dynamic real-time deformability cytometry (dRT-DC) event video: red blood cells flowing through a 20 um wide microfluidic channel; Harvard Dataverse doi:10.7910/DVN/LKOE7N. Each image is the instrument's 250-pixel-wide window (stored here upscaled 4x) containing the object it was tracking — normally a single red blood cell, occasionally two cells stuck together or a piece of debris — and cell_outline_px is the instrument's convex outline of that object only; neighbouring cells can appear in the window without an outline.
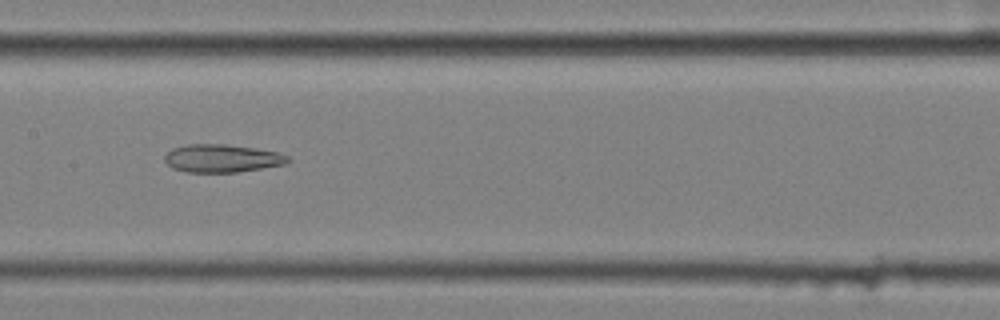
{"species": "common noctule bat (a hibernating species)", "species_latin": "Nyctalus noctula", "temperature_condition": "cold", "stored_images_in_passage": 8, "camera_frame_rate_fps": 3000, "um_per_image_px": 0.085, "animal": {"sex": "female", "body_mass_g": 25.1}, "frame": {"image": 1, "passage_image": 8, "time_ms": 2.333, "image_size_px": [1000, 320], "cell_outline_px": [[292, 160], [284, 164], [236, 172], [188, 172], [172, 168], [164, 160], [164, 156], [172, 148], [188, 144], [228, 144], [256, 148], [280, 152], [288, 156]], "centroid_in_image_um": [18.88, 13.44], "position_along_channel_um": 188.5, "area_um2": 20.11}}